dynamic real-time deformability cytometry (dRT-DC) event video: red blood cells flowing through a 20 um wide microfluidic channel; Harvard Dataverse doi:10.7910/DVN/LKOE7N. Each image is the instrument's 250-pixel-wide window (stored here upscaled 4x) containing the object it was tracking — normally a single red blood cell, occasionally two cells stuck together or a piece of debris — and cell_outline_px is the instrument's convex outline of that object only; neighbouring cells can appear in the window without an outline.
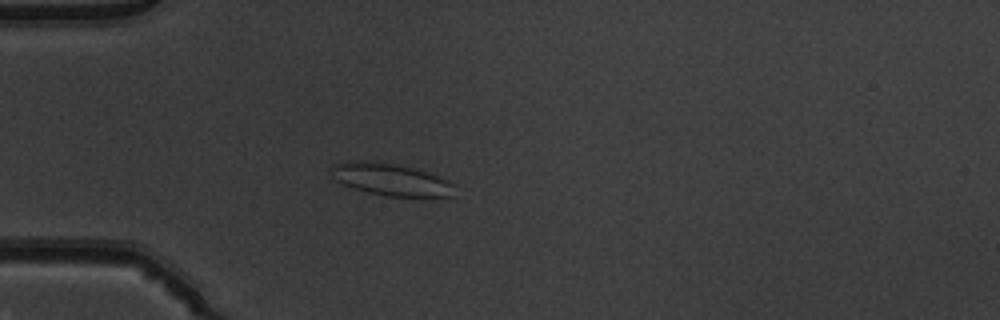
{"species": "common noctule bat (a hibernating species)", "species_latin": "Nyctalus noctula", "temperature_condition": "warm", "stored_images_in_passage": 43, "camera_frame_rate_fps": 3000, "um_per_image_px": 0.085, "animal": {"sex": "male", "body_mass_g": 19.5, "forearm_length_mm": 54.6}, "frame": {"image": 1, "passage_image": 6, "time_ms": 1.667, "image_size_px": [1000, 320], "cell_outline_px": [[452, 196], [388, 196], [368, 192], [352, 188], [336, 180], [332, 168], [336, 164], [348, 160], [372, 160], [396, 164], [412, 168], [448, 180], [452, 184]], "centroid_in_image_um": [33.17, 15.24], "position_along_channel_um": 51.8, "area_um2": 22.54}}
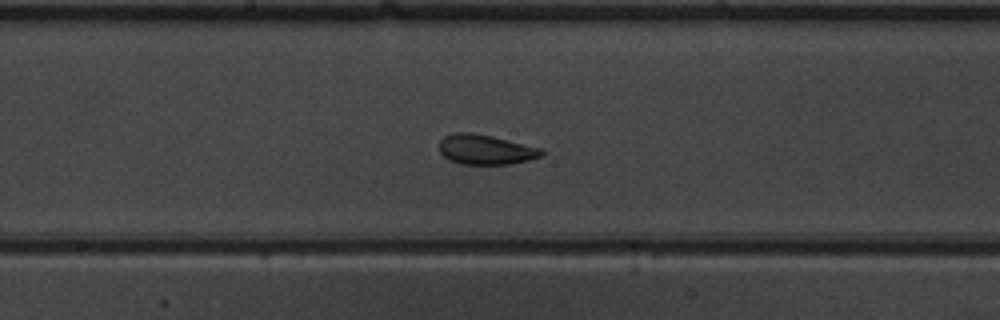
{"frame": {"image": 2, "passage_image": 19, "time_ms": 6.0, "image_size_px": [1000, 320], "cell_outline_px": [[544, 156], [512, 164], [460, 164], [448, 160], [440, 152], [440, 140], [444, 136], [456, 132], [472, 132], [492, 136], [540, 148], [544, 152]], "centroid_in_image_um": [41.27, 12.72], "position_along_channel_um": 206.9, "area_um2": 17.86}}
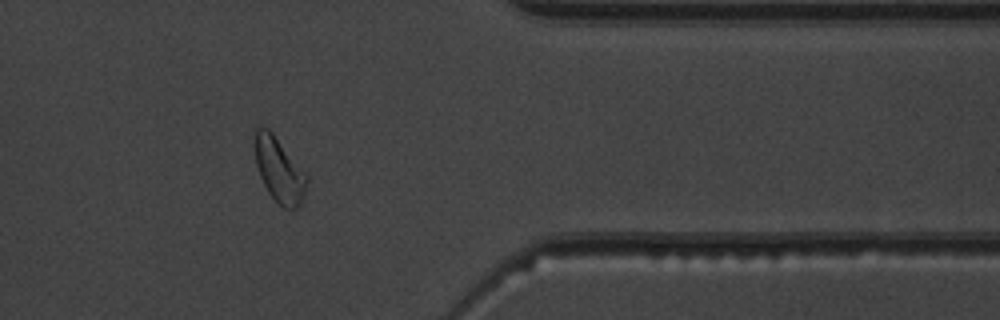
{"frame": {"image": 3, "passage_image": 34, "time_ms": 11.0, "image_size_px": [1000, 320], "cell_outline_px": [[308, 180], [304, 196], [300, 204], [296, 208], [284, 208], [268, 192], [260, 176], [256, 164], [256, 128], [260, 124], [268, 128], [272, 132], [308, 176]], "centroid_in_image_um": [23.74, 14.44], "position_along_channel_um": 387.7, "area_um2": 19.13}, "authors_computed_cell_mechanics": {"area_um2": 18.3226, "velocity_mm_per_s": 3.8926, "shape_relaxation_time_tau1_ms": 7.1169, "shape_relaxation_time_tau2_ms": 1.3899, "deformation_change_tau1": 0.1698, "deformation_change_tau2": 0.082}}